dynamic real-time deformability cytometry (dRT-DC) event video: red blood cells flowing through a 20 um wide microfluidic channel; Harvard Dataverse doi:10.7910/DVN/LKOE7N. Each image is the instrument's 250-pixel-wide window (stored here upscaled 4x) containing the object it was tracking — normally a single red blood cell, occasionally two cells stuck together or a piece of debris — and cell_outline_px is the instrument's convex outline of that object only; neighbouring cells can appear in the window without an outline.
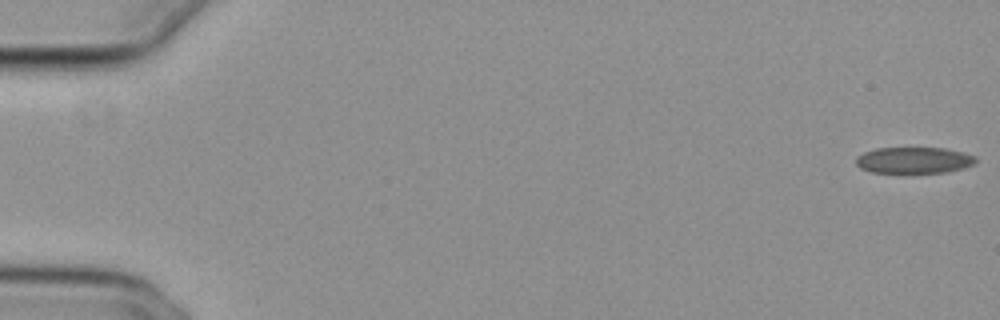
{"species": "common noctule bat (a hibernating species)", "species_latin": "Nyctalus noctula", "temperature_condition": "cold", "stored_images_in_passage": 15, "camera_frame_rate_fps": 3000, "um_per_image_px": 0.085, "animal": {"sex": "female", "body_mass_g": 29.2, "forearm_length_mm": 56.3}, "frame": {"image": 1, "passage_image": 1, "time_ms": 0.0, "image_size_px": [1000, 320], "cell_outline_px": [[976, 164], [948, 172], [908, 176], [904, 176], [872, 172], [860, 168], [856, 164], [856, 156], [864, 152], [876, 148], [944, 148], [976, 156]], "centroid_in_image_um": [77.65, 13.68], "position_along_channel_um": 7.4, "area_um2": 19.36}}